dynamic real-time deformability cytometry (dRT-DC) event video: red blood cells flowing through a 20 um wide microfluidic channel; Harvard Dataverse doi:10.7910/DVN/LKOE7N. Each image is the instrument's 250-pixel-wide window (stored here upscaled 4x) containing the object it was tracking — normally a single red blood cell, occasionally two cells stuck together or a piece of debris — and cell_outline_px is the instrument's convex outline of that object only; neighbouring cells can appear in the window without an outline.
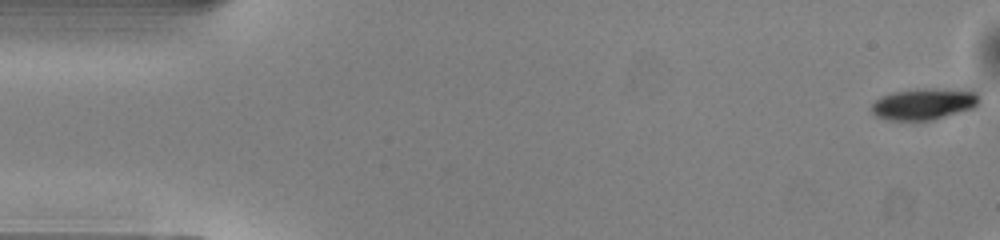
{"species": "common noctule bat (a hibernating species)", "species_latin": "Nyctalus noctula", "temperature_condition": "warm", "stored_images_in_passage": 14, "camera_frame_rate_fps": 3000, "um_per_image_px": 0.085, "animal": {"sex": "male", "body_mass_g": 13.0, "forearm_length_mm": 53.1}, "frame": {"image": 1, "passage_image": 1, "time_ms": 0.0, "image_size_px": [1000, 240], "cell_outline_px": [[980, 100], [972, 108], [932, 120], [888, 120], [876, 116], [872, 112], [872, 104], [876, 100], [892, 92], [916, 88], [972, 88], [980, 92]], "centroid_in_image_um": [78.62, 8.79], "position_along_channel_um": 6.4, "area_um2": 20.17}}